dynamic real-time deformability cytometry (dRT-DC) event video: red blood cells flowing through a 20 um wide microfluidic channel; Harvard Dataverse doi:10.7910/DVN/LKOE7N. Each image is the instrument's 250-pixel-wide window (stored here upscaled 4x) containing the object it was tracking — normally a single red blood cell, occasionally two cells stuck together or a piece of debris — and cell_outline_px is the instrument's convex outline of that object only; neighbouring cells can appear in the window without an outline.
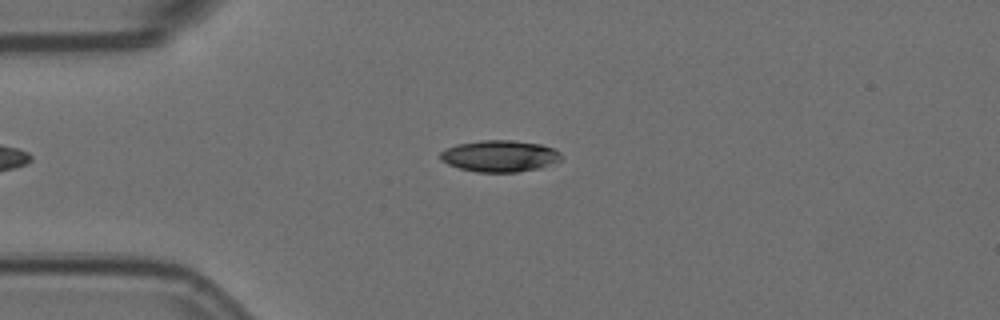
{"species": "Egyptian fruit bat (a non-hibernating species)", "species_latin": "Rousettus aegyptiacus", "temperature_condition": "room temperature", "stored_images_in_passage": 52, "camera_frame_rate_fps": 3000, "um_per_image_px": 0.085, "animal": {"sex": "female"}, "frame": {"image": 1, "passage_image": 14, "time_ms": 4.333, "image_size_px": [1000, 320], "cell_outline_px": [[560, 160], [540, 168], [516, 172], [476, 172], [460, 168], [448, 164], [440, 160], [440, 152], [456, 144], [484, 140], [512, 140], [540, 144], [556, 148], [560, 152]], "centroid_in_image_um": [42.48, 13.26], "position_along_channel_um": 42.5, "area_um2": 22.2}}
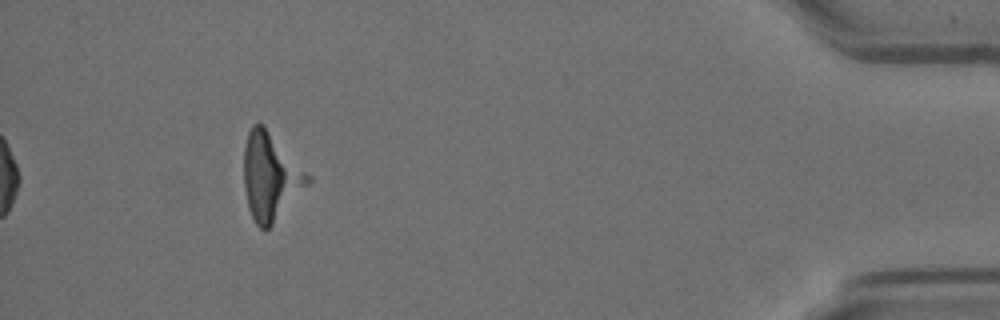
{"frame": {"image": 2, "passage_image": 52, "time_ms": 17.0, "image_size_px": [1000, 320], "cell_outline_px": [[312, 180], [272, 224], [264, 232], [256, 224], [248, 208], [244, 188], [244, 148], [248, 132], [252, 124], [260, 124], [312, 176]], "centroid_in_image_um": [22.97, 15.05], "position_along_channel_um": 412.2, "area_um2": 31.67}, "authors_computed_cell_mechanics": {"area_um2": 17.051, "velocity_mm_per_s": 3.5789, "shape_relaxation_time_tau1_ms": 0.4388, "shape_relaxation_time_tau2_ms": null, "deformation_change_tau1": 0.2569, "deformation_change_tau2": null}}